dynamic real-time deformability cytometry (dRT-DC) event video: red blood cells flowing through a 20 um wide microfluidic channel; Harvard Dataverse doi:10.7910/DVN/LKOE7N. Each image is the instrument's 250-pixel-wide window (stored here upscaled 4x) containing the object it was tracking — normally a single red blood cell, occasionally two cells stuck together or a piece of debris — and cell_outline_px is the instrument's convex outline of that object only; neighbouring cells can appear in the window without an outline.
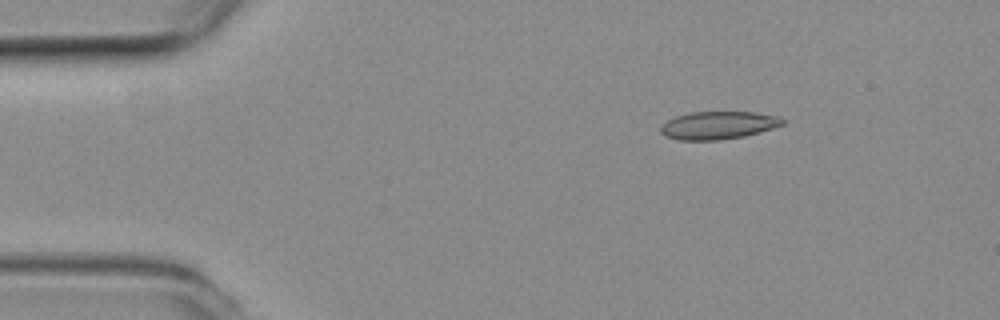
{"species": "common noctule bat (a hibernating species)", "species_latin": "Nyctalus noctula", "temperature_condition": "room temperature", "stored_images_in_passage": 3, "camera_frame_rate_fps": 3000, "um_per_image_px": 0.085, "animal": {"sex": "female", "body_mass_g": 19.3, "forearm_length_mm": 54.1}, "frame": {"image": 1, "passage_image": 1, "time_ms": 0.0, "image_size_px": [1000, 320], "cell_outline_px": [[784, 124], [760, 132], [744, 136], [720, 140], [676, 140], [664, 136], [660, 132], [660, 128], [668, 120], [676, 116], [692, 112], [756, 112], [780, 116], [784, 120]], "centroid_in_image_um": [61.05, 10.65], "position_along_channel_um": 23.9, "area_um2": 19.83}}